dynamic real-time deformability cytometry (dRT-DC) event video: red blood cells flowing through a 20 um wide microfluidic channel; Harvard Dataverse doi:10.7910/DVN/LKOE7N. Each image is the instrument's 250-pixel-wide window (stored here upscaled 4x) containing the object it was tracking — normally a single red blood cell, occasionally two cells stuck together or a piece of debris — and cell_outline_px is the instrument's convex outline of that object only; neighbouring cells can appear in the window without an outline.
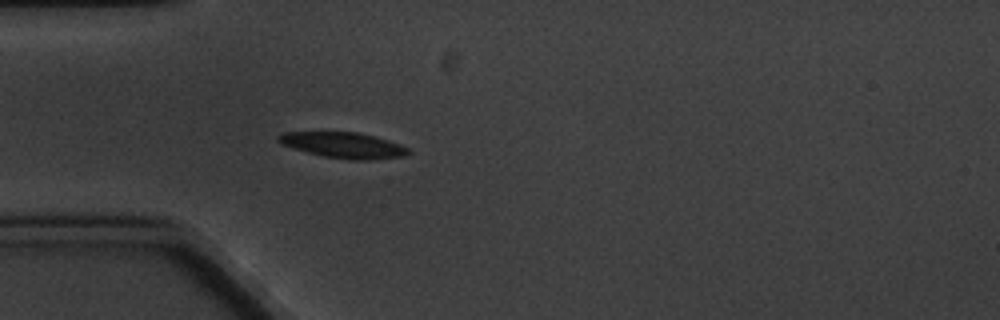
{"species": "common noctule bat (a hibernating species)", "species_latin": "Nyctalus noctula", "temperature_condition": "cold", "stored_images_in_passage": 2, "camera_frame_rate_fps": 3000, "um_per_image_px": 0.085, "animal": {"sex": "male", "body_mass_g": 20.1, "forearm_length_mm": 53.5}, "frame": {"image": 1, "passage_image": 2, "time_ms": 1.0, "image_size_px": [1000, 320], "cell_outline_px": [[412, 152], [408, 156], [368, 160], [352, 160], [324, 156], [308, 152], [284, 144], [276, 140], [276, 136], [284, 132], [356, 132], [388, 140], [400, 144], [408, 148]], "centroid_in_image_um": [29.25, 12.34], "position_along_channel_um": 55.7, "area_um2": 19.31}}